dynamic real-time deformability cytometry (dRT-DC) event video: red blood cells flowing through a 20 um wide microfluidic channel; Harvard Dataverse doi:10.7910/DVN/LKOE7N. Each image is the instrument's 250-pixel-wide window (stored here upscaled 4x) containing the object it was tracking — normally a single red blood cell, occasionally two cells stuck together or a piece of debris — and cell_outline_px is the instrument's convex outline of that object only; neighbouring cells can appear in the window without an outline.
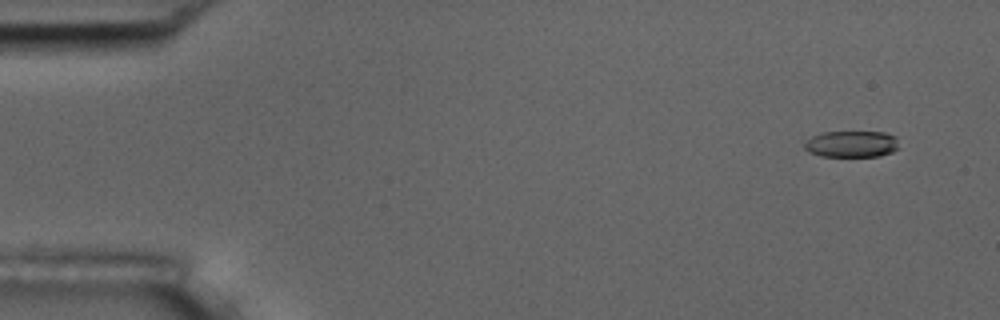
{"species": "common noctule bat (a hibernating species)", "species_latin": "Nyctalus noctula", "temperature_condition": "room temperature", "stored_images_in_passage": 4, "camera_frame_rate_fps": 3000, "um_per_image_px": 0.085, "animal": {"sex": "male", "body_mass_g": 17.5, "forearm_length_mm": 52.3}, "frame": {"image": 1, "passage_image": 1, "time_ms": 0.0, "image_size_px": [1000, 320], "cell_outline_px": [[896, 148], [892, 152], [880, 156], [820, 156], [808, 152], [804, 148], [804, 144], [812, 136], [824, 132], [884, 132], [896, 136]], "centroid_in_image_um": [72.36, 12.24], "position_along_channel_um": 12.6, "area_um2": 14.45}}
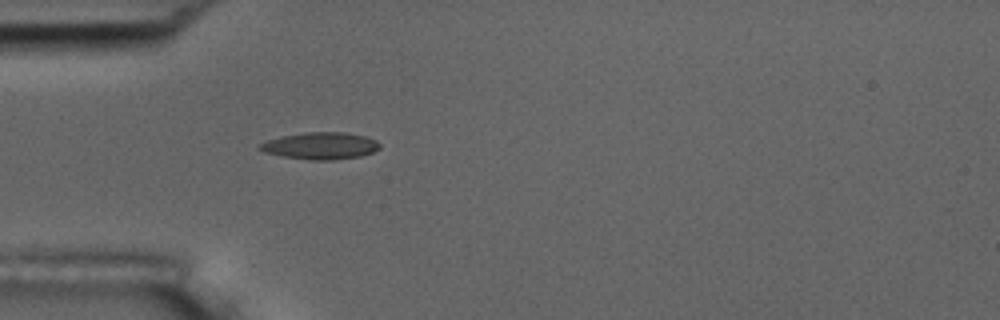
{"frame": {"image": 2, "passage_image": 4, "time_ms": 4.333, "image_size_px": [1000, 320], "cell_outline_px": [[380, 148], [372, 152], [360, 156], [332, 160], [312, 160], [284, 156], [264, 152], [256, 148], [260, 144], [268, 140], [280, 136], [304, 132], [344, 132], [364, 136], [376, 140], [380, 144]], "centroid_in_image_um": [27.23, 12.38], "position_along_channel_um": 57.8, "area_um2": 18.79}}